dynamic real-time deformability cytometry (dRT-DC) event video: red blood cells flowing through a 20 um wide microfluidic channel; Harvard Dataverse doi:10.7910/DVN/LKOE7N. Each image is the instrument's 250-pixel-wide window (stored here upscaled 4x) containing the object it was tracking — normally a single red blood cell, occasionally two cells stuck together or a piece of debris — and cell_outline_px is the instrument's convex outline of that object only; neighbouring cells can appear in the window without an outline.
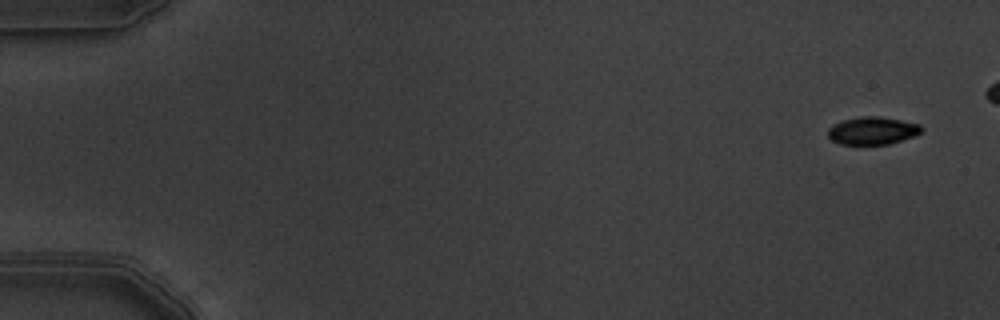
{"species": "common noctule bat (a hibernating species)", "species_latin": "Nyctalus noctula", "temperature_condition": "warm", "stored_images_in_passage": 5, "camera_frame_rate_fps": 3000, "um_per_image_px": 0.085, "animal": {"sex": "male", "body_mass_g": 19.5, "forearm_length_mm": 54.6}, "frame": {"image": 1, "passage_image": 1, "time_ms": 0.0, "image_size_px": [1000, 320], "cell_outline_px": [[924, 128], [916, 136], [888, 144], [840, 144], [832, 140], [828, 136], [828, 128], [832, 124], [844, 120], [860, 116], [880, 116], [920, 124]], "centroid_in_image_um": [74.17, 11.1], "position_along_channel_um": 10.8, "area_um2": 15.14}}
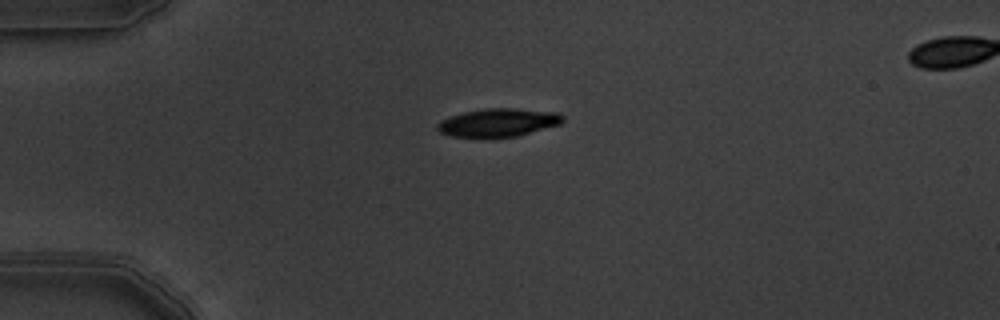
{"frame": {"image": 2, "passage_image": 5, "time_ms": 1.333, "image_size_px": [1000, 320], "cell_outline_px": [[564, 120], [560, 124], [516, 136], [452, 136], [440, 132], [436, 128], [436, 124], [440, 120], [464, 112], [484, 108], [512, 108], [560, 112], [564, 116]], "centroid_in_image_um": [42.38, 10.39], "position_along_channel_um": 42.6, "area_um2": 20.29}}